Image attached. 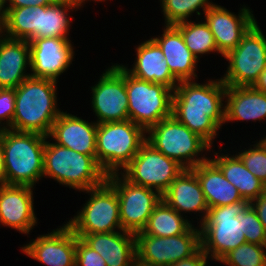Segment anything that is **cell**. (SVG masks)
<instances>
[{
  "instance_id": "cell-8",
  "label": "cell",
  "mask_w": 266,
  "mask_h": 266,
  "mask_svg": "<svg viewBox=\"0 0 266 266\" xmlns=\"http://www.w3.org/2000/svg\"><path fill=\"white\" fill-rule=\"evenodd\" d=\"M250 205L243 199L231 205L212 207L200 226L201 249L212 260L218 261L230 250L246 243L242 229V221L237 215ZM211 254V255H210Z\"/></svg>"
},
{
  "instance_id": "cell-27",
  "label": "cell",
  "mask_w": 266,
  "mask_h": 266,
  "mask_svg": "<svg viewBox=\"0 0 266 266\" xmlns=\"http://www.w3.org/2000/svg\"><path fill=\"white\" fill-rule=\"evenodd\" d=\"M225 120L261 121L266 118V94L252 86L226 87Z\"/></svg>"
},
{
  "instance_id": "cell-32",
  "label": "cell",
  "mask_w": 266,
  "mask_h": 266,
  "mask_svg": "<svg viewBox=\"0 0 266 266\" xmlns=\"http://www.w3.org/2000/svg\"><path fill=\"white\" fill-rule=\"evenodd\" d=\"M266 245L244 243L230 250L219 261L229 266H266Z\"/></svg>"
},
{
  "instance_id": "cell-39",
  "label": "cell",
  "mask_w": 266,
  "mask_h": 266,
  "mask_svg": "<svg viewBox=\"0 0 266 266\" xmlns=\"http://www.w3.org/2000/svg\"><path fill=\"white\" fill-rule=\"evenodd\" d=\"M56 0H4V4L9 3L5 8L48 6Z\"/></svg>"
},
{
  "instance_id": "cell-1",
  "label": "cell",
  "mask_w": 266,
  "mask_h": 266,
  "mask_svg": "<svg viewBox=\"0 0 266 266\" xmlns=\"http://www.w3.org/2000/svg\"><path fill=\"white\" fill-rule=\"evenodd\" d=\"M226 87L221 79L205 84L189 80L180 81L173 91L172 115L210 146L225 123Z\"/></svg>"
},
{
  "instance_id": "cell-31",
  "label": "cell",
  "mask_w": 266,
  "mask_h": 266,
  "mask_svg": "<svg viewBox=\"0 0 266 266\" xmlns=\"http://www.w3.org/2000/svg\"><path fill=\"white\" fill-rule=\"evenodd\" d=\"M162 2L161 8L165 17L166 25H175L180 22L188 21V17L195 11L197 15H201L198 9L202 8L205 12L210 7L217 4L209 0H160Z\"/></svg>"
},
{
  "instance_id": "cell-14",
  "label": "cell",
  "mask_w": 266,
  "mask_h": 266,
  "mask_svg": "<svg viewBox=\"0 0 266 266\" xmlns=\"http://www.w3.org/2000/svg\"><path fill=\"white\" fill-rule=\"evenodd\" d=\"M123 170L121 175L131 183L154 188L162 195L185 168L145 141Z\"/></svg>"
},
{
  "instance_id": "cell-26",
  "label": "cell",
  "mask_w": 266,
  "mask_h": 266,
  "mask_svg": "<svg viewBox=\"0 0 266 266\" xmlns=\"http://www.w3.org/2000/svg\"><path fill=\"white\" fill-rule=\"evenodd\" d=\"M209 208L231 205L242 199L237 188L223 175L220 168L208 158L193 167Z\"/></svg>"
},
{
  "instance_id": "cell-5",
  "label": "cell",
  "mask_w": 266,
  "mask_h": 266,
  "mask_svg": "<svg viewBox=\"0 0 266 266\" xmlns=\"http://www.w3.org/2000/svg\"><path fill=\"white\" fill-rule=\"evenodd\" d=\"M43 176L83 192L102 185L107 178L92 156L49 141L44 147Z\"/></svg>"
},
{
  "instance_id": "cell-22",
  "label": "cell",
  "mask_w": 266,
  "mask_h": 266,
  "mask_svg": "<svg viewBox=\"0 0 266 266\" xmlns=\"http://www.w3.org/2000/svg\"><path fill=\"white\" fill-rule=\"evenodd\" d=\"M163 31L161 37L151 39L163 52L169 70L179 82L194 80L198 59L185 45L181 32L174 25H165Z\"/></svg>"
},
{
  "instance_id": "cell-7",
  "label": "cell",
  "mask_w": 266,
  "mask_h": 266,
  "mask_svg": "<svg viewBox=\"0 0 266 266\" xmlns=\"http://www.w3.org/2000/svg\"><path fill=\"white\" fill-rule=\"evenodd\" d=\"M146 141L166 157L177 161L185 169H192L208 158L198 157L211 146L192 132L173 115L150 127Z\"/></svg>"
},
{
  "instance_id": "cell-29",
  "label": "cell",
  "mask_w": 266,
  "mask_h": 266,
  "mask_svg": "<svg viewBox=\"0 0 266 266\" xmlns=\"http://www.w3.org/2000/svg\"><path fill=\"white\" fill-rule=\"evenodd\" d=\"M191 226V221L184 219L175 209L161 200L142 232L147 235L171 237L185 233Z\"/></svg>"
},
{
  "instance_id": "cell-15",
  "label": "cell",
  "mask_w": 266,
  "mask_h": 266,
  "mask_svg": "<svg viewBox=\"0 0 266 266\" xmlns=\"http://www.w3.org/2000/svg\"><path fill=\"white\" fill-rule=\"evenodd\" d=\"M91 88V103L98 117L97 124L129 119L126 70L122 64H114L106 69Z\"/></svg>"
},
{
  "instance_id": "cell-20",
  "label": "cell",
  "mask_w": 266,
  "mask_h": 266,
  "mask_svg": "<svg viewBox=\"0 0 266 266\" xmlns=\"http://www.w3.org/2000/svg\"><path fill=\"white\" fill-rule=\"evenodd\" d=\"M98 124L89 123L80 117L61 112L53 123L47 138L52 137L56 144L78 153L90 155L96 160V135Z\"/></svg>"
},
{
  "instance_id": "cell-16",
  "label": "cell",
  "mask_w": 266,
  "mask_h": 266,
  "mask_svg": "<svg viewBox=\"0 0 266 266\" xmlns=\"http://www.w3.org/2000/svg\"><path fill=\"white\" fill-rule=\"evenodd\" d=\"M70 38H34L29 42L31 76L56 81L72 64Z\"/></svg>"
},
{
  "instance_id": "cell-24",
  "label": "cell",
  "mask_w": 266,
  "mask_h": 266,
  "mask_svg": "<svg viewBox=\"0 0 266 266\" xmlns=\"http://www.w3.org/2000/svg\"><path fill=\"white\" fill-rule=\"evenodd\" d=\"M30 48L26 40L12 39L0 32V89H16L30 73Z\"/></svg>"
},
{
  "instance_id": "cell-41",
  "label": "cell",
  "mask_w": 266,
  "mask_h": 266,
  "mask_svg": "<svg viewBox=\"0 0 266 266\" xmlns=\"http://www.w3.org/2000/svg\"><path fill=\"white\" fill-rule=\"evenodd\" d=\"M6 184V175L4 167V151L2 147V142L0 138V185Z\"/></svg>"
},
{
  "instance_id": "cell-10",
  "label": "cell",
  "mask_w": 266,
  "mask_h": 266,
  "mask_svg": "<svg viewBox=\"0 0 266 266\" xmlns=\"http://www.w3.org/2000/svg\"><path fill=\"white\" fill-rule=\"evenodd\" d=\"M90 198L81 211L67 224L78 238L85 234L115 232L122 230L119 201L116 190L105 181L102 185L85 190Z\"/></svg>"
},
{
  "instance_id": "cell-25",
  "label": "cell",
  "mask_w": 266,
  "mask_h": 266,
  "mask_svg": "<svg viewBox=\"0 0 266 266\" xmlns=\"http://www.w3.org/2000/svg\"><path fill=\"white\" fill-rule=\"evenodd\" d=\"M136 52L134 67L128 69L122 65L125 70L137 79L163 84L174 91L179 81L169 70L160 47L150 38L140 43Z\"/></svg>"
},
{
  "instance_id": "cell-11",
  "label": "cell",
  "mask_w": 266,
  "mask_h": 266,
  "mask_svg": "<svg viewBox=\"0 0 266 266\" xmlns=\"http://www.w3.org/2000/svg\"><path fill=\"white\" fill-rule=\"evenodd\" d=\"M224 58L229 61L222 82L226 86H253L266 68V38L257 22Z\"/></svg>"
},
{
  "instance_id": "cell-3",
  "label": "cell",
  "mask_w": 266,
  "mask_h": 266,
  "mask_svg": "<svg viewBox=\"0 0 266 266\" xmlns=\"http://www.w3.org/2000/svg\"><path fill=\"white\" fill-rule=\"evenodd\" d=\"M57 82L28 77L15 89V112L9 129L49 136L61 110L57 109Z\"/></svg>"
},
{
  "instance_id": "cell-44",
  "label": "cell",
  "mask_w": 266,
  "mask_h": 266,
  "mask_svg": "<svg viewBox=\"0 0 266 266\" xmlns=\"http://www.w3.org/2000/svg\"><path fill=\"white\" fill-rule=\"evenodd\" d=\"M134 266H145V265H142L140 263H138L137 261L134 263Z\"/></svg>"
},
{
  "instance_id": "cell-12",
  "label": "cell",
  "mask_w": 266,
  "mask_h": 266,
  "mask_svg": "<svg viewBox=\"0 0 266 266\" xmlns=\"http://www.w3.org/2000/svg\"><path fill=\"white\" fill-rule=\"evenodd\" d=\"M136 261L145 266H170L194 255L201 248L200 228L192 225L185 233L171 237L135 234Z\"/></svg>"
},
{
  "instance_id": "cell-30",
  "label": "cell",
  "mask_w": 266,
  "mask_h": 266,
  "mask_svg": "<svg viewBox=\"0 0 266 266\" xmlns=\"http://www.w3.org/2000/svg\"><path fill=\"white\" fill-rule=\"evenodd\" d=\"M174 26L181 32L185 45L198 60L201 54L215 51L221 54L206 22L184 21Z\"/></svg>"
},
{
  "instance_id": "cell-45",
  "label": "cell",
  "mask_w": 266,
  "mask_h": 266,
  "mask_svg": "<svg viewBox=\"0 0 266 266\" xmlns=\"http://www.w3.org/2000/svg\"><path fill=\"white\" fill-rule=\"evenodd\" d=\"M263 140V142L266 144V136H265V138L264 139H262Z\"/></svg>"
},
{
  "instance_id": "cell-9",
  "label": "cell",
  "mask_w": 266,
  "mask_h": 266,
  "mask_svg": "<svg viewBox=\"0 0 266 266\" xmlns=\"http://www.w3.org/2000/svg\"><path fill=\"white\" fill-rule=\"evenodd\" d=\"M129 120L147 131L172 115L173 90L133 77L126 71Z\"/></svg>"
},
{
  "instance_id": "cell-2",
  "label": "cell",
  "mask_w": 266,
  "mask_h": 266,
  "mask_svg": "<svg viewBox=\"0 0 266 266\" xmlns=\"http://www.w3.org/2000/svg\"><path fill=\"white\" fill-rule=\"evenodd\" d=\"M79 7L76 0H56L48 6L5 8L0 32L6 37L28 42L34 38H68L72 22L68 13Z\"/></svg>"
},
{
  "instance_id": "cell-34",
  "label": "cell",
  "mask_w": 266,
  "mask_h": 266,
  "mask_svg": "<svg viewBox=\"0 0 266 266\" xmlns=\"http://www.w3.org/2000/svg\"><path fill=\"white\" fill-rule=\"evenodd\" d=\"M236 217L239 222L242 221L241 231L247 243L266 245V231L251 205L239 212Z\"/></svg>"
},
{
  "instance_id": "cell-17",
  "label": "cell",
  "mask_w": 266,
  "mask_h": 266,
  "mask_svg": "<svg viewBox=\"0 0 266 266\" xmlns=\"http://www.w3.org/2000/svg\"><path fill=\"white\" fill-rule=\"evenodd\" d=\"M204 16L218 51L223 57L236 48L241 38L257 22L247 7L241 8L237 16L223 6L215 5L207 9Z\"/></svg>"
},
{
  "instance_id": "cell-19",
  "label": "cell",
  "mask_w": 266,
  "mask_h": 266,
  "mask_svg": "<svg viewBox=\"0 0 266 266\" xmlns=\"http://www.w3.org/2000/svg\"><path fill=\"white\" fill-rule=\"evenodd\" d=\"M33 187L0 185V223L29 234L37 224L33 207Z\"/></svg>"
},
{
  "instance_id": "cell-38",
  "label": "cell",
  "mask_w": 266,
  "mask_h": 266,
  "mask_svg": "<svg viewBox=\"0 0 266 266\" xmlns=\"http://www.w3.org/2000/svg\"><path fill=\"white\" fill-rule=\"evenodd\" d=\"M266 231V191L250 202Z\"/></svg>"
},
{
  "instance_id": "cell-42",
  "label": "cell",
  "mask_w": 266,
  "mask_h": 266,
  "mask_svg": "<svg viewBox=\"0 0 266 266\" xmlns=\"http://www.w3.org/2000/svg\"><path fill=\"white\" fill-rule=\"evenodd\" d=\"M5 4L4 0H0V27L2 26L5 19Z\"/></svg>"
},
{
  "instance_id": "cell-36",
  "label": "cell",
  "mask_w": 266,
  "mask_h": 266,
  "mask_svg": "<svg viewBox=\"0 0 266 266\" xmlns=\"http://www.w3.org/2000/svg\"><path fill=\"white\" fill-rule=\"evenodd\" d=\"M15 112V89H0V130L9 129L12 125L13 115ZM6 120V121H4ZM2 121L3 123L2 127Z\"/></svg>"
},
{
  "instance_id": "cell-4",
  "label": "cell",
  "mask_w": 266,
  "mask_h": 266,
  "mask_svg": "<svg viewBox=\"0 0 266 266\" xmlns=\"http://www.w3.org/2000/svg\"><path fill=\"white\" fill-rule=\"evenodd\" d=\"M6 184L33 187L43 177L44 147L47 136L1 129Z\"/></svg>"
},
{
  "instance_id": "cell-40",
  "label": "cell",
  "mask_w": 266,
  "mask_h": 266,
  "mask_svg": "<svg viewBox=\"0 0 266 266\" xmlns=\"http://www.w3.org/2000/svg\"><path fill=\"white\" fill-rule=\"evenodd\" d=\"M252 87L255 88L257 91H260L266 94V68L259 75L257 81Z\"/></svg>"
},
{
  "instance_id": "cell-13",
  "label": "cell",
  "mask_w": 266,
  "mask_h": 266,
  "mask_svg": "<svg viewBox=\"0 0 266 266\" xmlns=\"http://www.w3.org/2000/svg\"><path fill=\"white\" fill-rule=\"evenodd\" d=\"M119 176V172L109 174L106 181L118 196L122 230L136 234L145 228L162 195L154 189L131 183L123 175Z\"/></svg>"
},
{
  "instance_id": "cell-43",
  "label": "cell",
  "mask_w": 266,
  "mask_h": 266,
  "mask_svg": "<svg viewBox=\"0 0 266 266\" xmlns=\"http://www.w3.org/2000/svg\"><path fill=\"white\" fill-rule=\"evenodd\" d=\"M85 1H86V0H76V2L79 4L80 7L83 5L82 3H85ZM87 1H88V0H87ZM94 1H95V2H96V1H100V2L102 1V2H103V1H106V0H94Z\"/></svg>"
},
{
  "instance_id": "cell-37",
  "label": "cell",
  "mask_w": 266,
  "mask_h": 266,
  "mask_svg": "<svg viewBox=\"0 0 266 266\" xmlns=\"http://www.w3.org/2000/svg\"><path fill=\"white\" fill-rule=\"evenodd\" d=\"M209 256L200 248L194 255L170 266H207Z\"/></svg>"
},
{
  "instance_id": "cell-21",
  "label": "cell",
  "mask_w": 266,
  "mask_h": 266,
  "mask_svg": "<svg viewBox=\"0 0 266 266\" xmlns=\"http://www.w3.org/2000/svg\"><path fill=\"white\" fill-rule=\"evenodd\" d=\"M81 239L102 256L107 266H134L136 262L134 233L124 230L92 233Z\"/></svg>"
},
{
  "instance_id": "cell-28",
  "label": "cell",
  "mask_w": 266,
  "mask_h": 266,
  "mask_svg": "<svg viewBox=\"0 0 266 266\" xmlns=\"http://www.w3.org/2000/svg\"><path fill=\"white\" fill-rule=\"evenodd\" d=\"M214 156L216 157L211 160L220 168L224 177L237 188L242 199L251 202L266 191V185L245 167L237 154L220 156L217 152Z\"/></svg>"
},
{
  "instance_id": "cell-18",
  "label": "cell",
  "mask_w": 266,
  "mask_h": 266,
  "mask_svg": "<svg viewBox=\"0 0 266 266\" xmlns=\"http://www.w3.org/2000/svg\"><path fill=\"white\" fill-rule=\"evenodd\" d=\"M77 236L66 223L51 233L40 235L22 250L47 266H75Z\"/></svg>"
},
{
  "instance_id": "cell-35",
  "label": "cell",
  "mask_w": 266,
  "mask_h": 266,
  "mask_svg": "<svg viewBox=\"0 0 266 266\" xmlns=\"http://www.w3.org/2000/svg\"><path fill=\"white\" fill-rule=\"evenodd\" d=\"M75 266H107V264L98 252L77 237Z\"/></svg>"
},
{
  "instance_id": "cell-33",
  "label": "cell",
  "mask_w": 266,
  "mask_h": 266,
  "mask_svg": "<svg viewBox=\"0 0 266 266\" xmlns=\"http://www.w3.org/2000/svg\"><path fill=\"white\" fill-rule=\"evenodd\" d=\"M245 167L266 185V144L262 138L253 148L237 154Z\"/></svg>"
},
{
  "instance_id": "cell-23",
  "label": "cell",
  "mask_w": 266,
  "mask_h": 266,
  "mask_svg": "<svg viewBox=\"0 0 266 266\" xmlns=\"http://www.w3.org/2000/svg\"><path fill=\"white\" fill-rule=\"evenodd\" d=\"M162 200L179 214L182 211L203 213L200 223L204 222L208 205L197 176L192 169L183 170L162 194Z\"/></svg>"
},
{
  "instance_id": "cell-6",
  "label": "cell",
  "mask_w": 266,
  "mask_h": 266,
  "mask_svg": "<svg viewBox=\"0 0 266 266\" xmlns=\"http://www.w3.org/2000/svg\"><path fill=\"white\" fill-rule=\"evenodd\" d=\"M146 131L131 120L98 124L96 161L107 174L124 169L146 141Z\"/></svg>"
}]
</instances>
